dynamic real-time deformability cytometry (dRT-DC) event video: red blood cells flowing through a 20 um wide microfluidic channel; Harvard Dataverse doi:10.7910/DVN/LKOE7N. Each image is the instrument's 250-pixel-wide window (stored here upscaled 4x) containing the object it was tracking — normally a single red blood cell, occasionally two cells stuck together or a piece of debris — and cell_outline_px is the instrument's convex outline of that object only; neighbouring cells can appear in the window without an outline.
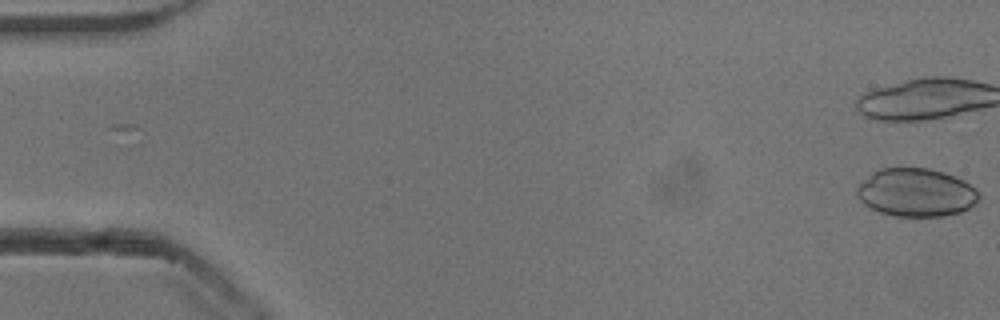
{"species": "common noctule bat (a hibernating species)", "species_latin": "Nyctalus noctula", "temperature_condition": "cold", "stored_images_in_passage": 53, "camera_frame_rate_fps": 3000, "um_per_image_px": 0.085, "animal": {"sex": "male", "body_mass_g": 13.3}, "frame": {"image": 1, "passage_image": 1, "time_ms": 0.0, "image_size_px": [1000, 320], "cell_outline_px": [[980, 196], [968, 208], [960, 212], [940, 216], [892, 216], [880, 212], [864, 204], [860, 200], [856, 192], [860, 184], [872, 172], [880, 168], [928, 168], [944, 172], [964, 180], [976, 188], [980, 192]], "centroid_in_image_um": [77.88, 16.35], "position_along_channel_um": 7.1, "area_um2": 34.1}, "authors_computed_cell_mechanics": {"area_um2": 20.0566, "velocity_mm_per_s": 3.8426, "shape_relaxation_time_tau1_ms": 4.1845, "shape_relaxation_time_tau2_ms": 2.0035, "deformation_change_tau1": 0.1581, "deformation_change_tau2": 0.1017}}